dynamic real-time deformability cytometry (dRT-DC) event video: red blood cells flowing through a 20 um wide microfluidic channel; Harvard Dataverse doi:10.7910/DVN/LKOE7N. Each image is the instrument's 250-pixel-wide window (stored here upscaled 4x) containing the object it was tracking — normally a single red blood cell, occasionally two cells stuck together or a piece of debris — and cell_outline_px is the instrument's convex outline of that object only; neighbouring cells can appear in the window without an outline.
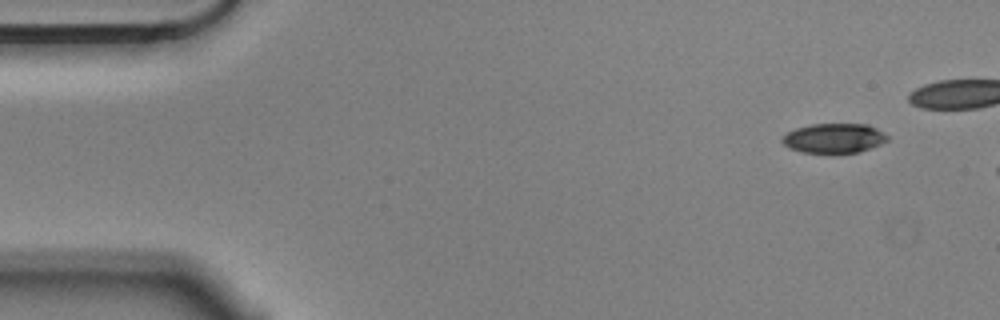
{"species": "Egyptian fruit bat (a non-hibernating species)", "species_latin": "Rousettus aegyptiacus", "temperature_condition": "cold", "stored_images_in_passage": 4, "camera_frame_rate_fps": 3000, "um_per_image_px": 0.085, "animal": {"sex": "male"}, "frame": {"image": 1, "passage_image": 1, "time_ms": 0.0, "image_size_px": [1000, 320], "cell_outline_px": [[888, 140], [880, 144], [860, 152], [832, 156], [800, 152], [784, 144], [780, 140], [788, 132], [796, 128], [812, 124], [868, 124], [876, 128], [888, 136]], "centroid_in_image_um": [70.89, 11.79], "position_along_channel_um": 14.1, "area_um2": 18.73}}